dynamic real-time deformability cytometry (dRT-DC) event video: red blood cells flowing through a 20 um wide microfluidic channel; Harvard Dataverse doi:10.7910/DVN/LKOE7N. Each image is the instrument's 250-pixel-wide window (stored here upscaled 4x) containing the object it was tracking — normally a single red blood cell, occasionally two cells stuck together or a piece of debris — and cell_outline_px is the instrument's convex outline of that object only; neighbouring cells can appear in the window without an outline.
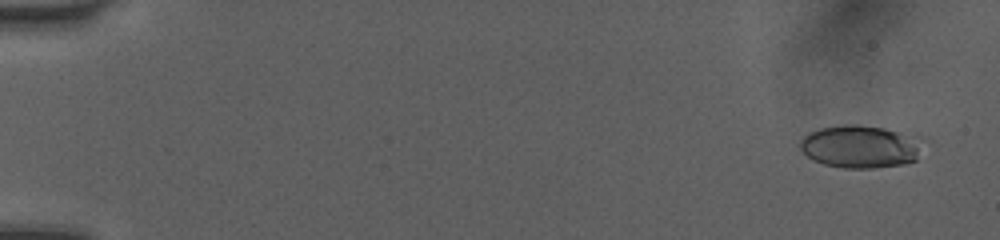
{"species": "human", "species_latin": "Homo sapiens", "temperature_condition": "room temperature", "stored_images_in_passage": 52, "camera_frame_rate_fps": 3000, "um_per_image_px": 0.085, "donor": {"sex": "female"}, "frame": {"image": 1, "passage_image": 3, "time_ms": 0.667, "image_size_px": [1000, 240], "cell_outline_px": [[928, 140], [916, 160], [904, 164], [872, 168], [844, 168], [824, 164], [812, 160], [800, 148], [800, 140], [808, 132], [820, 128], [844, 124], [856, 124], [920, 132]], "centroid_in_image_um": [73.31, 12.42], "position_along_channel_um": 11.7, "area_um2": 32.02}}
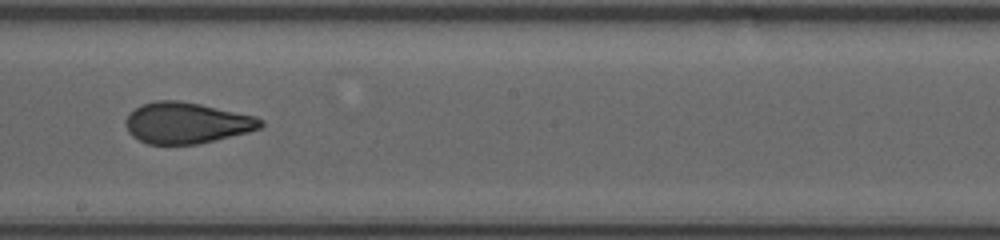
{"frame": {"image": 2, "passage_image": 31, "time_ms": 10.0, "image_size_px": [1000, 240], "cell_outline_px": [[264, 124], [260, 128], [248, 132], [196, 144], [148, 144], [132, 136], [128, 132], [124, 124], [124, 120], [136, 108], [144, 104], [156, 100], [176, 100], [200, 104], [256, 116], [264, 120]], "centroid_in_image_um": [15.86, 10.45], "position_along_channel_um": 232.3, "area_um2": 32.14}}
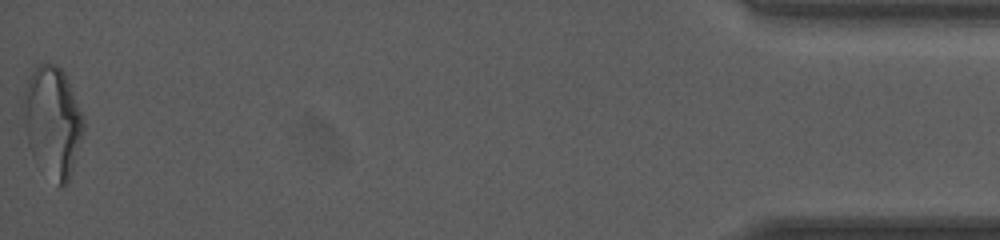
{"frame": {"image": 3, "passage_image": 52, "time_ms": 17.0, "image_size_px": [1000, 240], "cell_outline_px": [[84, 132], [68, 180], [64, 188], [60, 188], [32, 156], [28, 144], [24, 124], [20, 100], [28, 76], [40, 64], [56, 64], [64, 72], [84, 116]], "centroid_in_image_um": [4.44, 10.31], "position_along_channel_um": 430.8, "area_um2": 38.96}, "authors_computed_cell_mechanics": {"area_um2": 32.2524, "velocity_mm_per_s": 4.0743, "shape_relaxation_time_tau1_ms": 10.5312, "shape_relaxation_time_tau2_ms": 1.187, "deformation_change_tau1": 0.2812, "deformation_change_tau2": 0.0725}}